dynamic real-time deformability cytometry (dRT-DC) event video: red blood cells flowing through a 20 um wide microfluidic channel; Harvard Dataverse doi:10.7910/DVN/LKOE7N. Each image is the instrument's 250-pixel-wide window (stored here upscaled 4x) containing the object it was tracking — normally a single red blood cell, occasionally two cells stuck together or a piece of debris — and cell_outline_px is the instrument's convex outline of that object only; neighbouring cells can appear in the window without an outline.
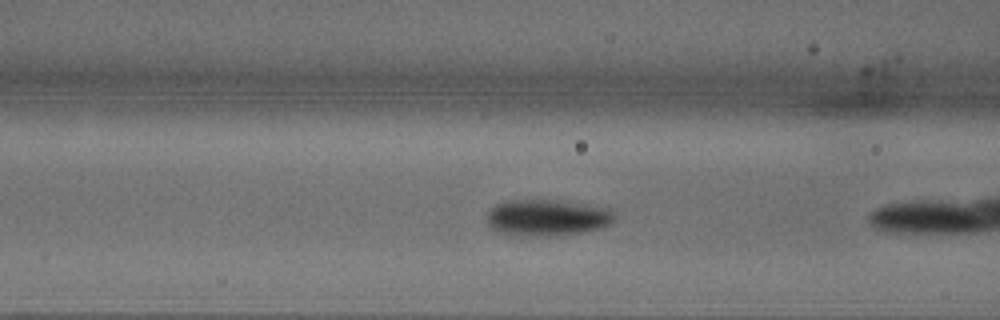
{"species": "common noctule bat (a hibernating species)", "species_latin": "Nyctalus noctula", "temperature_condition": "warm", "stored_images_in_passage": 7, "camera_frame_rate_fps": 3000, "um_per_image_px": 0.085, "animal": {"sex": "male", "body_mass_g": 18.8}, "frame": {"image": 1, "passage_image": 6, "time_ms": 1.667, "image_size_px": [1000, 320], "cell_outline_px": [[616, 216], [612, 224], [600, 228], [584, 232], [548, 236], [512, 236], [496, 232], [488, 224], [488, 212], [496, 204], [504, 200], [552, 200], [612, 208]], "centroid_in_image_um": [46.51, 18.51], "position_along_channel_um": 120.1, "area_um2": 27.4}}